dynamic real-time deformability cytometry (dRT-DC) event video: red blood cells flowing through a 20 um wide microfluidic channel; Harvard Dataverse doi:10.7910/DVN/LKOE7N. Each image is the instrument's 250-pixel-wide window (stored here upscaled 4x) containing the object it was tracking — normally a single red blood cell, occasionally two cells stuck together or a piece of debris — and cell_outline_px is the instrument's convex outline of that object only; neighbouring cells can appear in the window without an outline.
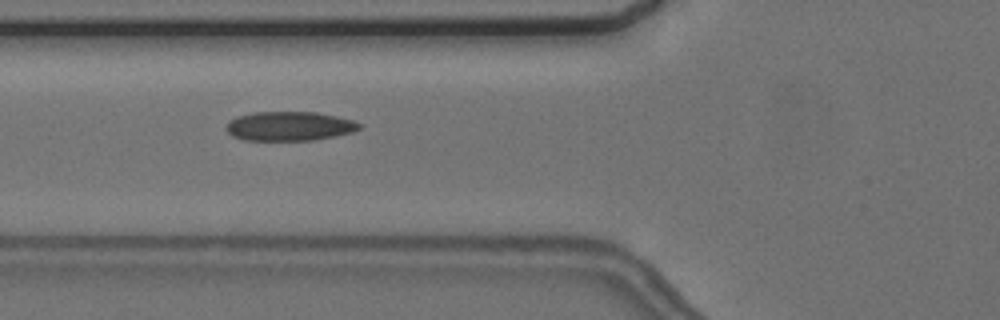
{"species": "common noctule bat (a hibernating species)", "species_latin": "Nyctalus noctula", "temperature_condition": "cold", "stored_images_in_passage": 9, "camera_frame_rate_fps": 3000, "um_per_image_px": 0.085, "animal": {"sex": "female", "body_mass_g": 24.6, "forearm_length_mm": 56.2}, "frame": {"image": 1, "passage_image": 6, "time_ms": 6.667, "image_size_px": [1000, 320], "cell_outline_px": [[360, 128], [352, 132], [336, 136], [312, 140], [244, 140], [232, 136], [224, 128], [228, 120], [236, 116], [252, 112], [316, 112], [336, 116], [352, 120], [360, 124]], "centroid_in_image_um": [24.54, 10.72], "position_along_channel_um": 101.3, "area_um2": 22.77}}
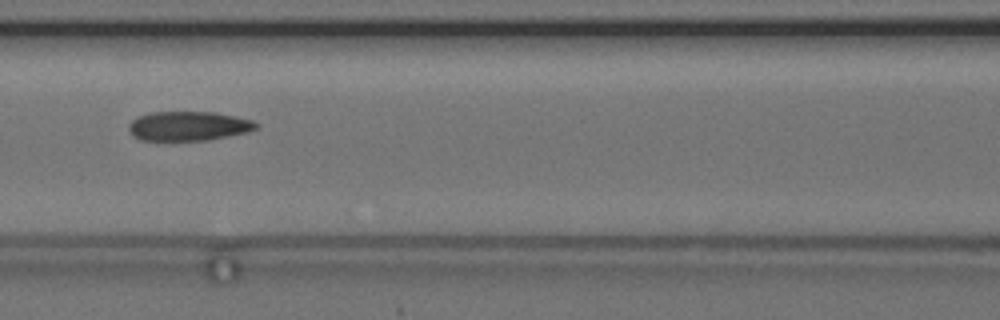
{"frame": {"image": 2, "passage_image": 7, "time_ms": 8.0, "image_size_px": [1000, 320], "cell_outline_px": [[260, 124], [256, 128], [248, 132], [208, 140], [140, 140], [132, 136], [128, 128], [128, 124], [132, 120], [140, 116], [152, 112], [216, 112], [236, 116], [252, 120]], "centroid_in_image_um": [16.03, 10.71], "position_along_channel_um": 150.6, "area_um2": 21.85}}
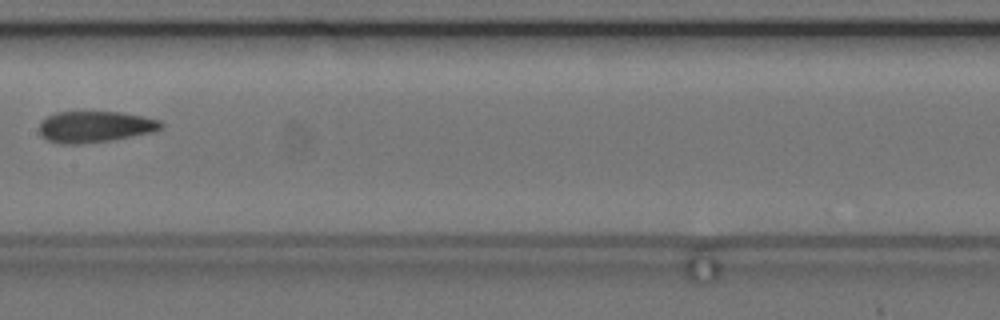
{"frame": {"image": 3, "passage_image": 8, "time_ms": 9.333, "image_size_px": [1000, 320], "cell_outline_px": [[164, 128], [152, 132], [108, 140], [80, 144], [60, 144], [48, 140], [40, 136], [40, 124], [48, 116], [56, 112], [120, 112], [144, 116], [160, 120], [164, 124]], "centroid_in_image_um": [8.09, 10.77], "position_along_channel_um": 199.3, "area_um2": 22.08}}